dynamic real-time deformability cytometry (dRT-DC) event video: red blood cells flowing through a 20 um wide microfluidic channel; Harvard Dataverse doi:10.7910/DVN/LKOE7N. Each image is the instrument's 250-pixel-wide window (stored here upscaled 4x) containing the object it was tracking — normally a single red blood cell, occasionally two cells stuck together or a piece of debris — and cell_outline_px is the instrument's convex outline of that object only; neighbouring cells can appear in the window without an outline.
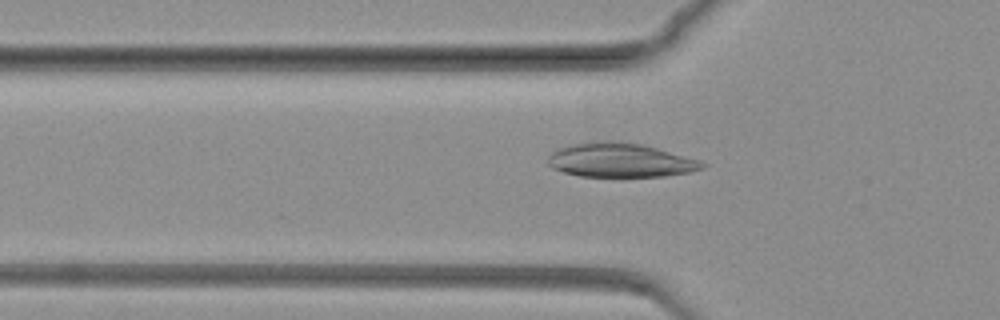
{"species": "common noctule bat (a hibernating species)", "species_latin": "Nyctalus noctula", "temperature_condition": "warm", "stored_images_in_passage": 49, "camera_frame_rate_fps": 3000, "um_per_image_px": 0.085, "animal": {"sex": "female", "body_mass_g": 19.3, "forearm_length_mm": 54.1}, "frame": {"image": 1, "passage_image": 13, "time_ms": 4.0, "image_size_px": [1000, 320], "cell_outline_px": [[708, 164], [704, 168], [688, 172], [664, 176], [580, 176], [564, 172], [552, 168], [548, 164], [548, 156], [552, 152], [568, 144], [600, 140], [620, 140], [644, 144], [700, 160]], "centroid_in_image_um": [52.72, 13.59], "position_along_channel_um": 73.1, "area_um2": 30.98}}
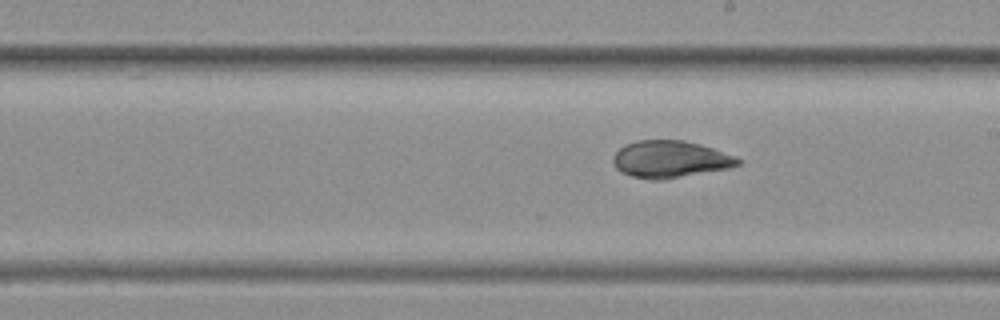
{"frame": {"image": 2, "passage_image": 32, "time_ms": 10.333, "image_size_px": [1000, 320], "cell_outline_px": [[744, 160], [740, 164], [728, 168], [664, 180], [652, 180], [632, 176], [620, 172], [616, 168], [612, 160], [612, 156], [624, 144], [636, 140], [684, 140], [700, 144], [736, 156]], "centroid_in_image_um": [56.96, 13.53], "position_along_channel_um": 232.0, "area_um2": 27.17}}
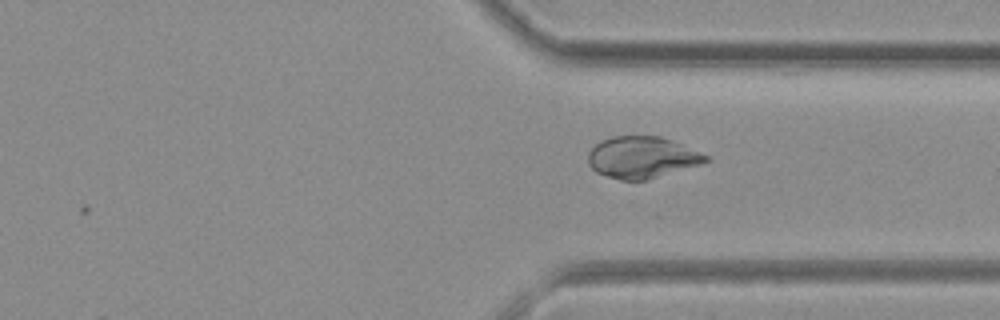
{"frame": {"image": 3, "passage_image": 47, "time_ms": 15.333, "image_size_px": [1000, 320], "cell_outline_px": [[708, 160], [700, 164], [648, 180], [620, 180], [596, 172], [588, 164], [588, 152], [600, 140], [612, 136], [660, 136], [680, 144], [708, 156]], "centroid_in_image_um": [54.51, 13.38], "position_along_channel_um": 356.9, "area_um2": 28.26}}